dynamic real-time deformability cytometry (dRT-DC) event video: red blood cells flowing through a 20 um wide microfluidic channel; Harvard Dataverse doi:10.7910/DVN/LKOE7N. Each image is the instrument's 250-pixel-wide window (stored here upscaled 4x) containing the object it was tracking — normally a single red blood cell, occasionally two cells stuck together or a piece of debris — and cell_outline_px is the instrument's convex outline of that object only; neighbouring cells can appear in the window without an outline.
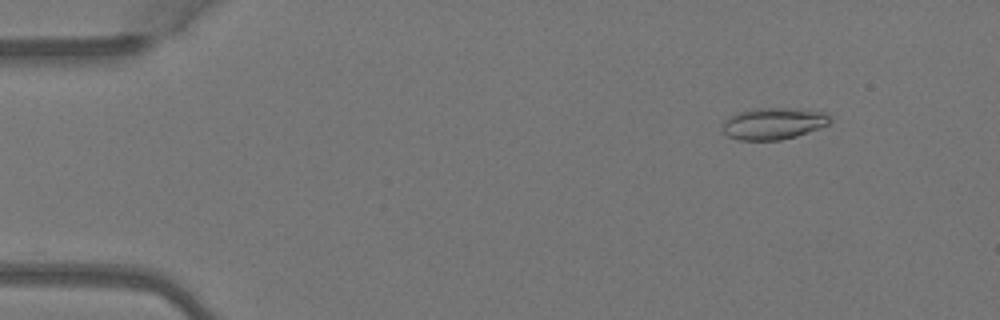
{"species": "Egyptian fruit bat (a non-hibernating species)", "species_latin": "Rousettus aegyptiacus", "temperature_condition": "warm", "stored_images_in_passage": 6, "camera_frame_rate_fps": 3000, "um_per_image_px": 0.085, "animal": {"sex": "female"}, "frame": {"image": 1, "passage_image": 2, "time_ms": 0.333, "image_size_px": [1000, 320], "cell_outline_px": [[832, 120], [828, 124], [820, 128], [796, 136], [780, 140], [740, 140], [728, 136], [724, 132], [724, 120], [740, 112], [752, 108], [792, 108], [824, 112], [832, 116]], "centroid_in_image_um": [65.79, 10.49], "position_along_channel_um": 19.2, "area_um2": 19.77}}
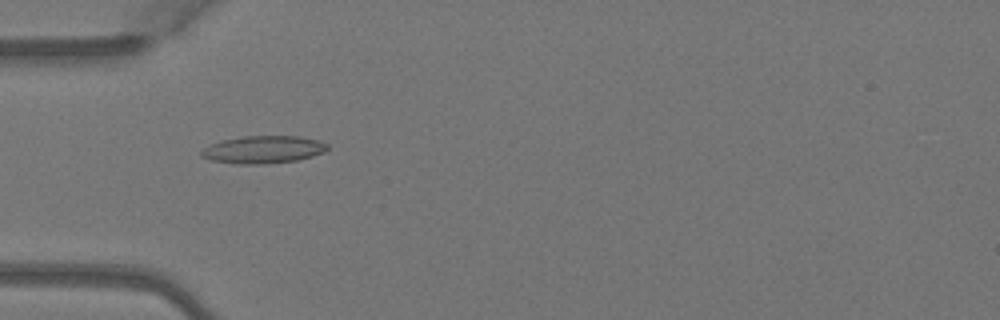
{"frame": {"image": 2, "passage_image": 5, "time_ms": 1.333, "image_size_px": [1000, 320], "cell_outline_px": [[328, 148], [324, 152], [312, 156], [296, 160], [264, 164], [236, 164], [212, 160], [200, 156], [200, 152], [204, 148], [220, 140], [244, 136], [300, 136], [316, 140], [328, 144]], "centroid_in_image_um": [22.36, 12.71], "position_along_channel_um": 62.6, "area_um2": 20.17}}
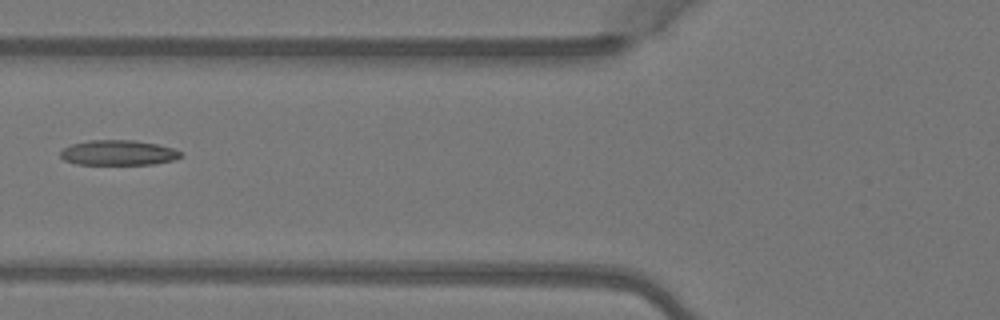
{"frame": {"image": 3, "passage_image": 6, "time_ms": 1.667, "image_size_px": [1000, 320], "cell_outline_px": [[184, 156], [172, 160], [152, 164], [76, 164], [64, 160], [60, 156], [60, 152], [64, 148], [72, 144], [88, 140], [136, 140], [156, 144], [172, 148], [180, 152]], "centroid_in_image_um": [10.04, 12.98], "position_along_channel_um": 115.8, "area_um2": 17.51}}